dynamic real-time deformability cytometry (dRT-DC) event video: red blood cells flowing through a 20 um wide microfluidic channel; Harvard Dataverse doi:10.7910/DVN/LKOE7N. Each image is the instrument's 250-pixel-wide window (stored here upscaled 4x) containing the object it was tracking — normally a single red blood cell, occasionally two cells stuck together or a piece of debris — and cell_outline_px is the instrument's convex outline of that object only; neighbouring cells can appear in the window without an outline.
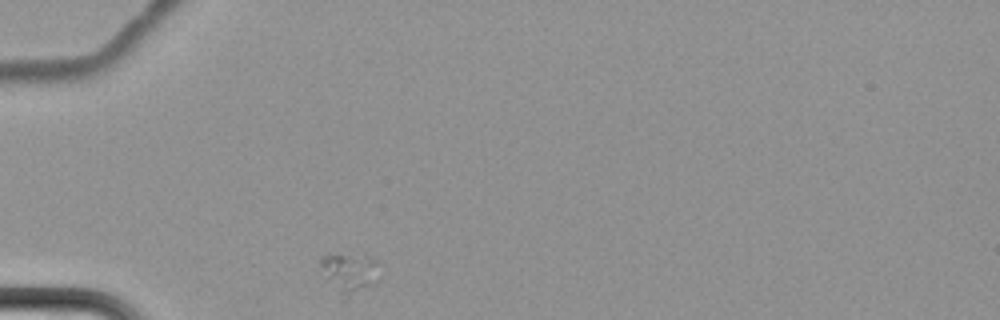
{"species": "common noctule bat (a hibernating species)", "species_latin": "Nyctalus noctula", "temperature_condition": "cold", "stored_images_in_passage": 1, "camera_frame_rate_fps": 3000, "um_per_image_px": 0.085, "animal": {"sex": "female", "body_mass_g": 22.7, "forearm_length_mm": 54.2}, "frame": {"image": 1, "passage_image": 1, "time_ms": 0.0, "image_size_px": [1000, 320], "cell_outline_px": [[380, 280], [348, 296], [328, 276], [320, 264], [320, 256], [368, 256], [380, 260]], "centroid_in_image_um": [29.9, 23.09], "position_along_channel_um": 55.1, "area_um2": 12.37}}